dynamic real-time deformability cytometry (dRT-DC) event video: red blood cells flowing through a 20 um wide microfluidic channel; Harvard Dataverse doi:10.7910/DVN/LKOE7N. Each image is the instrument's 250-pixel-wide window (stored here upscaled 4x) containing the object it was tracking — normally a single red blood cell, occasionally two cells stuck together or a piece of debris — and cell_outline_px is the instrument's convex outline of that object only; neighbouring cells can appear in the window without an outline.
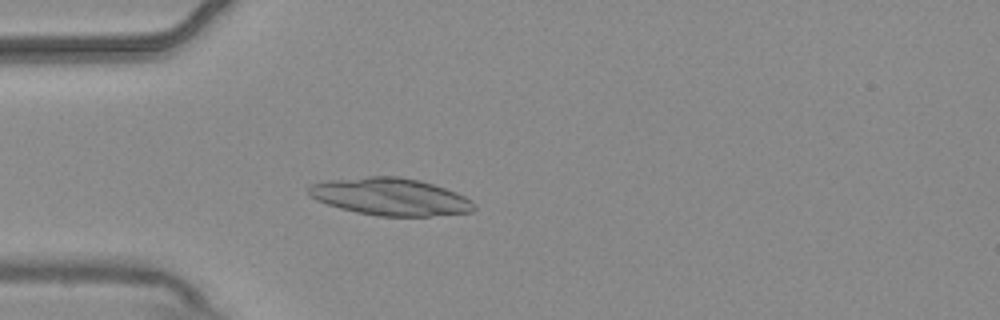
{"species": "common noctule bat (a hibernating species)", "species_latin": "Nyctalus noctula", "temperature_condition": "warm", "stored_images_in_passage": 54, "camera_frame_rate_fps": 3000, "um_per_image_px": 0.085, "animal": {"sex": "male", "body_mass_g": 20.4}, "frame": {"image": 1, "passage_image": 15, "time_ms": 4.667, "image_size_px": [1000, 320], "cell_outline_px": [[476, 208], [472, 212], [428, 216], [376, 216], [356, 212], [340, 208], [316, 200], [308, 196], [308, 188], [312, 184], [328, 180], [368, 176], [400, 176], [420, 180], [456, 192], [472, 200]], "centroid_in_image_um": [33.17, 16.72], "position_along_channel_um": 51.8, "area_um2": 36.07}}
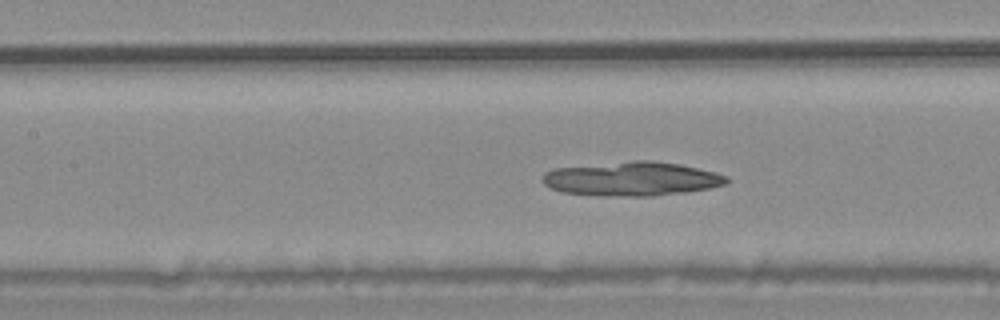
{"frame": {"image": 2, "passage_image": 24, "time_ms": 7.667, "image_size_px": [1000, 320], "cell_outline_px": [[728, 184], [708, 188], [684, 192], [652, 196], [612, 196], [564, 192], [552, 188], [544, 184], [540, 180], [544, 172], [552, 168], [632, 160], [652, 160], [680, 164], [716, 172], [728, 176]], "centroid_in_image_um": [53.7, 15.18], "position_along_channel_um": 153.7, "area_um2": 36.7}}
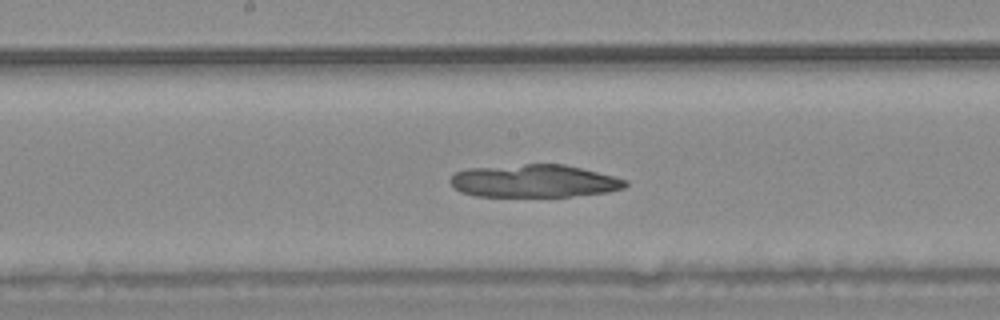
{"frame": {"image": 3, "passage_image": 28, "time_ms": 9.0, "image_size_px": [1000, 320], "cell_outline_px": [[628, 184], [624, 188], [608, 192], [572, 196], [476, 196], [460, 192], [452, 188], [448, 180], [456, 172], [468, 168], [524, 164], [564, 164], [628, 180]], "centroid_in_image_um": [45.36, 15.39], "position_along_channel_um": 202.8, "area_um2": 33.47}}